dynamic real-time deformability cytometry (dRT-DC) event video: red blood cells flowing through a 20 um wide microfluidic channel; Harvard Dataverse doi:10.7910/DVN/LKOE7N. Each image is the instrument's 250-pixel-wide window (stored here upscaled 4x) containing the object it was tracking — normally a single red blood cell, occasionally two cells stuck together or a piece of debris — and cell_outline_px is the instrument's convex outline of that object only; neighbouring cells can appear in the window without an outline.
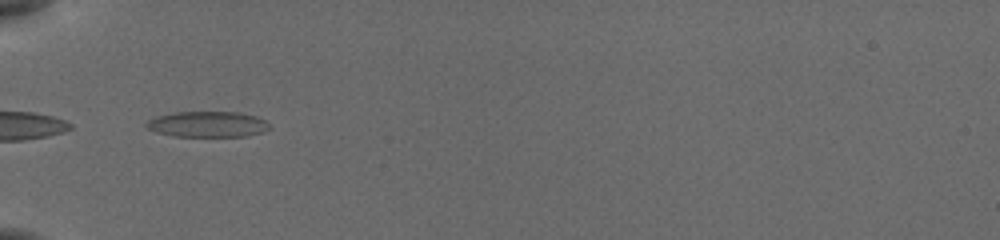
{"species": "common noctule bat (a hibernating species)", "species_latin": "Nyctalus noctula", "temperature_condition": "cold", "stored_images_in_passage": 44, "camera_frame_rate_fps": 3000, "um_per_image_px": 0.085, "animal": {"sex": "female", "body_mass_g": 19.5, "forearm_length_mm": 54.1}, "frame": {"image": 1, "passage_image": 1, "time_ms": 0.0, "image_size_px": [1000, 240], "cell_outline_px": [[272, 128], [264, 132], [244, 136], [172, 136], [156, 132], [148, 128], [144, 124], [148, 120], [156, 116], [176, 112], [240, 112], [256, 116], [264, 120]], "centroid_in_image_um": [17.65, 10.56], "position_along_channel_um": 67.3, "area_um2": 18.5}}
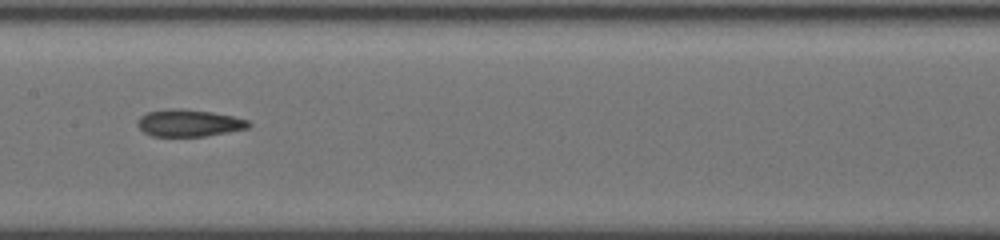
{"frame": {"image": 2, "passage_image": 11, "time_ms": 3.333, "image_size_px": [1000, 240], "cell_outline_px": [[252, 124], [248, 128], [228, 132], [204, 136], [152, 136], [144, 132], [136, 124], [140, 116], [148, 112], [172, 108], [180, 108], [212, 112], [232, 116], [248, 120]], "centroid_in_image_um": [16.06, 10.45], "position_along_channel_um": 191.3, "area_um2": 17.46}}
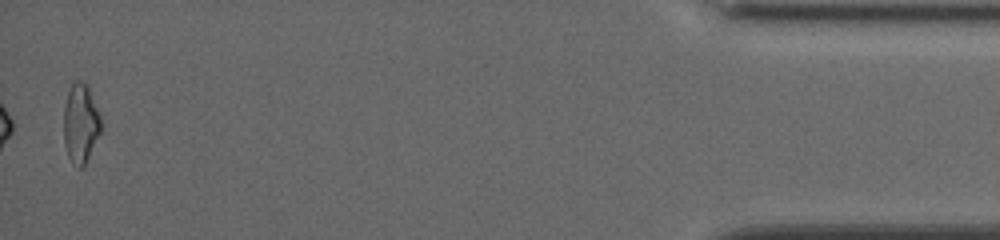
{"frame": {"image": 3, "passage_image": 42, "time_ms": 11.333, "image_size_px": [1000, 240], "cell_outline_px": [[100, 132], [84, 164], [80, 168], [76, 168], [72, 164], [68, 156], [64, 144], [64, 108], [68, 92], [72, 84], [76, 80], [84, 80], [88, 84], [100, 112]], "centroid_in_image_um": [6.85, 10.44], "position_along_channel_um": 428.4, "area_um2": 17.22}, "authors_computed_cell_mechanics": {"area_um2": 17.0799, "velocity_mm_per_s": 3.8802, "shape_relaxation_time_tau1_ms": null, "shape_relaxation_time_tau2_ms": 6.4621, "deformation_change_tau1": null, "deformation_change_tau2": 0.1811}}